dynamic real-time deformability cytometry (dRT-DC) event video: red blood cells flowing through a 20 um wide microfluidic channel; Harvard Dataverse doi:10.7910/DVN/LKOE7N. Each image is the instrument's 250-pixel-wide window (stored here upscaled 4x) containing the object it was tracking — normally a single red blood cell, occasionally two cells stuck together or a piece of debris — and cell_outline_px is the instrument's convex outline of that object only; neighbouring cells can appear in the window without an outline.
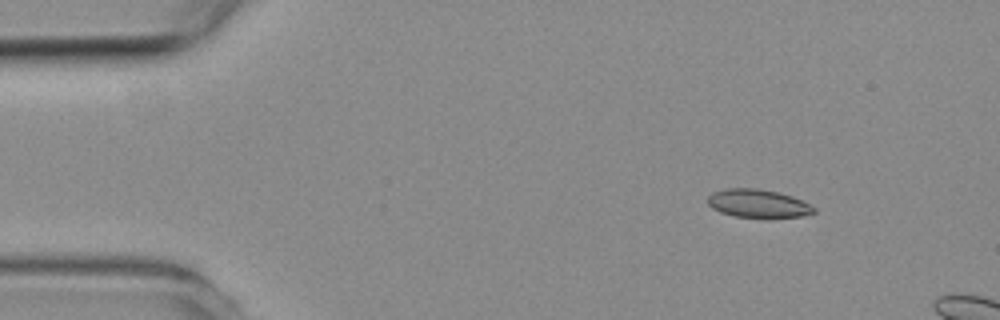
{"species": "common noctule bat (a hibernating species)", "species_latin": "Nyctalus noctula", "temperature_condition": "room temperature", "stored_images_in_passage": 3, "camera_frame_rate_fps": 3000, "um_per_image_px": 0.085, "animal": {"sex": "female", "body_mass_g": 19.3, "forearm_length_mm": 54.1}, "frame": {"image": 1, "passage_image": 1, "time_ms": 0.0, "image_size_px": [1000, 320], "cell_outline_px": [[816, 212], [800, 216], [772, 220], [768, 220], [732, 216], [720, 212], [712, 208], [708, 204], [708, 196], [712, 192], [724, 188], [756, 188], [780, 192], [792, 196], [816, 208]], "centroid_in_image_um": [64.43, 17.33], "position_along_channel_um": 20.6, "area_um2": 18.21}}